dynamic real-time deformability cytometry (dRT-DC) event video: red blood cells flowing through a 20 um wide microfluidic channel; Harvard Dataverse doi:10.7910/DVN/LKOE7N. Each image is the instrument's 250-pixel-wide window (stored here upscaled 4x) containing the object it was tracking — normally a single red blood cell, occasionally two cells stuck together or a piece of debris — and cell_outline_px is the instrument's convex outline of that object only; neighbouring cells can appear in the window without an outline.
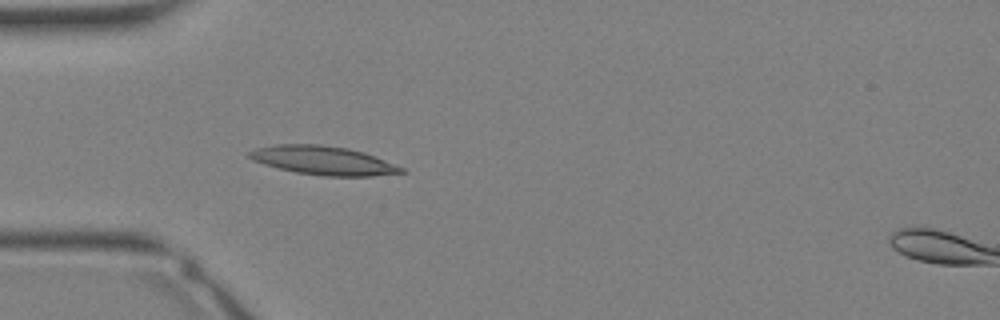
{"species": "Egyptian fruit bat (a non-hibernating species)", "species_latin": "Rousettus aegyptiacus", "temperature_condition": "warm", "stored_images_in_passage": 34, "camera_frame_rate_fps": 3000, "um_per_image_px": 0.085, "animal": {"sex": "female"}, "frame": {"image": 1, "passage_image": 10, "time_ms": 3.0, "image_size_px": [1000, 320], "cell_outline_px": [[404, 172], [372, 176], [324, 176], [296, 172], [264, 164], [252, 160], [248, 156], [248, 152], [256, 148], [276, 144], [320, 144], [348, 148], [364, 152], [404, 168]], "centroid_in_image_um": [27.45, 13.63], "position_along_channel_um": 57.5, "area_um2": 25.26}}
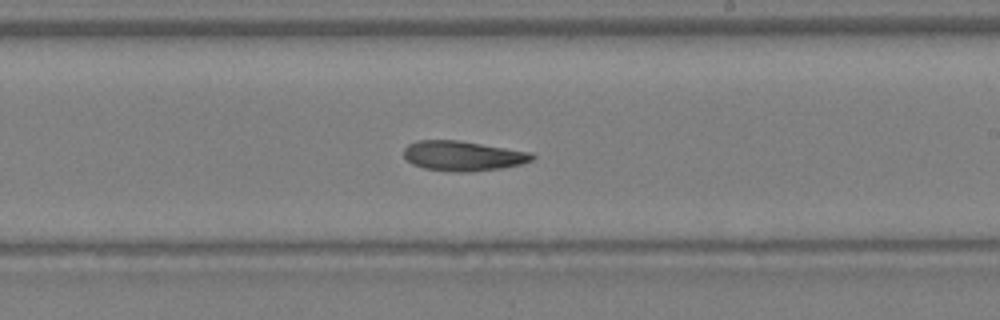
{"frame": {"image": 2, "passage_image": 20, "time_ms": 6.333, "image_size_px": [1000, 320], "cell_outline_px": [[536, 156], [532, 160], [520, 164], [500, 168], [472, 172], [456, 172], [424, 168], [412, 164], [404, 156], [404, 148], [408, 144], [416, 140], [460, 140], [532, 152]], "centroid_in_image_um": [39.35, 13.24], "position_along_channel_um": 249.6, "area_um2": 22.48}}
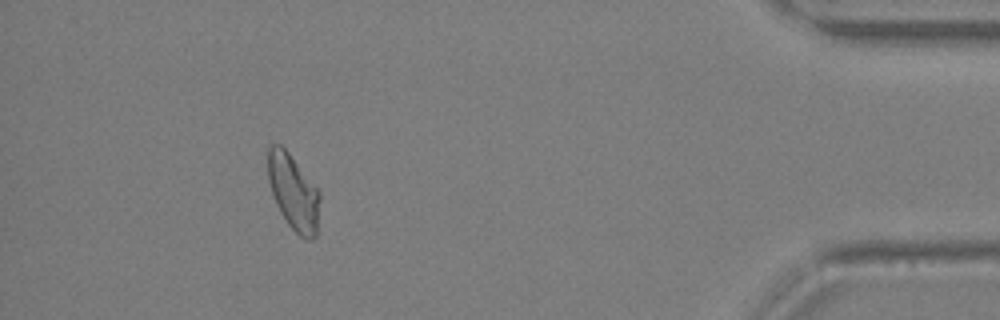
{"frame": {"image": 3, "passage_image": 31, "time_ms": 10.0, "image_size_px": [1000, 320], "cell_outline_px": [[320, 200], [316, 236], [312, 240], [304, 240], [288, 224], [280, 212], [276, 204], [268, 180], [268, 148], [272, 144], [280, 144], [288, 152], [320, 192]], "centroid_in_image_um": [24.94, 16.37], "position_along_channel_um": 410.3, "area_um2": 22.72}}